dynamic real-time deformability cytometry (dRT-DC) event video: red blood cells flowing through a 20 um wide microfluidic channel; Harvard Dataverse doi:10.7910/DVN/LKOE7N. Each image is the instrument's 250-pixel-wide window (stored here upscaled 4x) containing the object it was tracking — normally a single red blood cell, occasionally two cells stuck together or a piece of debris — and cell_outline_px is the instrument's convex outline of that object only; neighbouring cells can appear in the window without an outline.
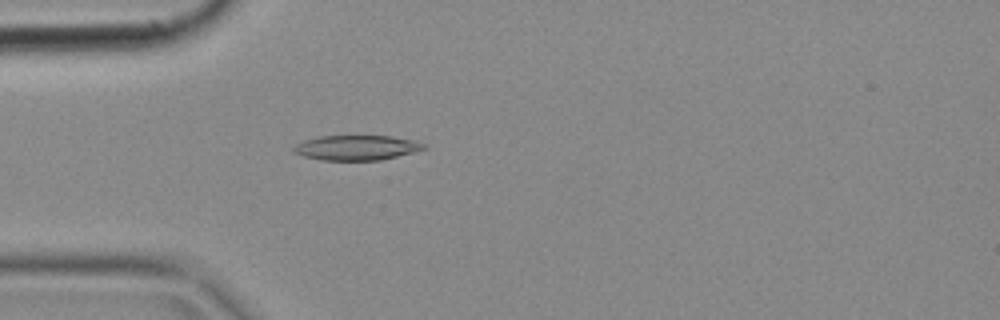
{"species": "common noctule bat (a hibernating species)", "species_latin": "Nyctalus noctula", "temperature_condition": "cold", "stored_images_in_passage": 50, "camera_frame_rate_fps": 3000, "um_per_image_px": 0.085, "animal": {"sex": "female", "body_mass_g": 18.4}, "frame": {"image": 1, "passage_image": 14, "time_ms": 4.333, "image_size_px": [1000, 320], "cell_outline_px": [[428, 148], [380, 160], [320, 160], [304, 156], [292, 152], [292, 148], [296, 144], [304, 140], [320, 136], [392, 136], [416, 140], [424, 144]], "centroid_in_image_um": [30.29, 12.55], "position_along_channel_um": 54.7, "area_um2": 18.9}}
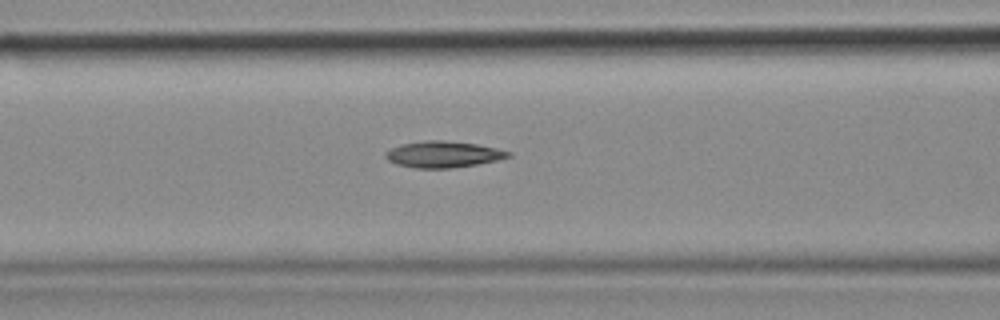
{"frame": {"image": 2, "passage_image": 20, "time_ms": 6.333, "image_size_px": [1000, 320], "cell_outline_px": [[512, 156], [496, 160], [476, 164], [452, 168], [416, 168], [396, 164], [388, 160], [384, 156], [384, 152], [392, 148], [404, 144], [424, 140], [444, 140], [476, 144], [496, 148], [512, 152]], "centroid_in_image_um": [37.67, 13.12], "position_along_channel_um": 128.9, "area_um2": 18.73}}
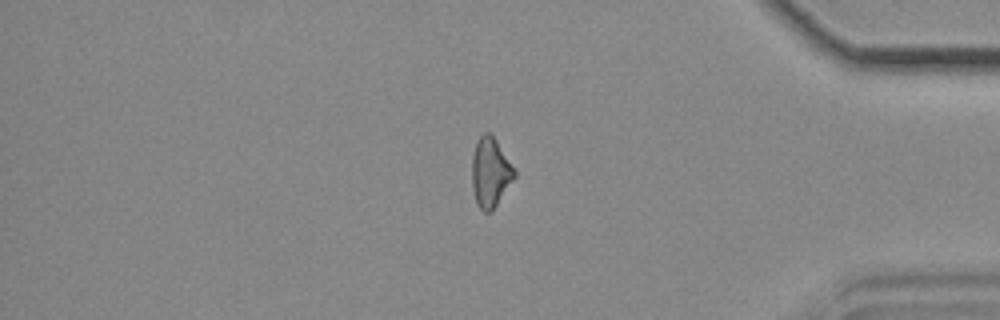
{"frame": {"image": 3, "passage_image": 42, "time_ms": 13.667, "image_size_px": [1000, 320], "cell_outline_px": [[516, 176], [496, 204], [488, 212], [484, 212], [476, 204], [472, 188], [472, 156], [476, 140], [484, 132], [488, 132], [496, 140], [516, 168]], "centroid_in_image_um": [41.68, 14.62], "position_along_channel_um": 393.5, "area_um2": 17.22}}